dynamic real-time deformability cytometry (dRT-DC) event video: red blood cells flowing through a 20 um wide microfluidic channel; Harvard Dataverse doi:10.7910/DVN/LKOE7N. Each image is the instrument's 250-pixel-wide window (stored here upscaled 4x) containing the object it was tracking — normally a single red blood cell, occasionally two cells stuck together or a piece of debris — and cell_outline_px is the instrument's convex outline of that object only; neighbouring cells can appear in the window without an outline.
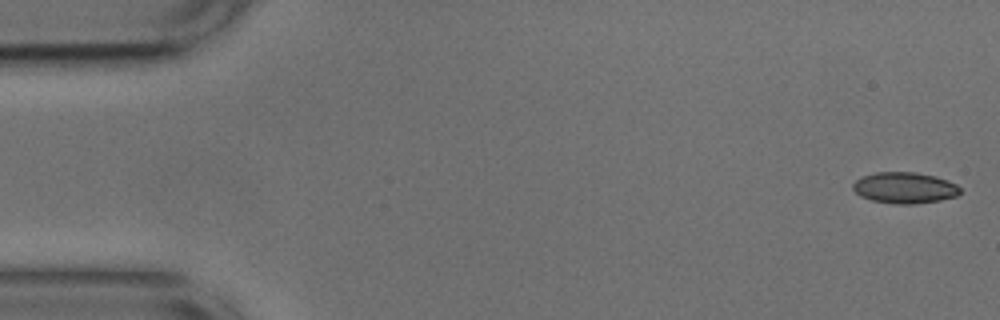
{"species": "common noctule bat (a hibernating species)", "species_latin": "Nyctalus noctula", "temperature_condition": "cold", "stored_images_in_passage": 52, "camera_frame_rate_fps": 3000, "um_per_image_px": 0.085, "animal": {"sex": "male", "body_mass_g": 17.9, "forearm_length_mm": 54.2}, "frame": {"image": 1, "passage_image": 1, "time_ms": 0.0, "image_size_px": [1000, 320], "cell_outline_px": [[960, 192], [956, 196], [940, 200], [916, 204], [896, 204], [872, 200], [860, 196], [852, 188], [852, 184], [856, 180], [864, 176], [876, 172], [916, 172], [936, 176], [948, 180], [956, 184], [960, 188]], "centroid_in_image_um": [76.9, 15.96], "position_along_channel_um": 8.1, "area_um2": 19.48}}
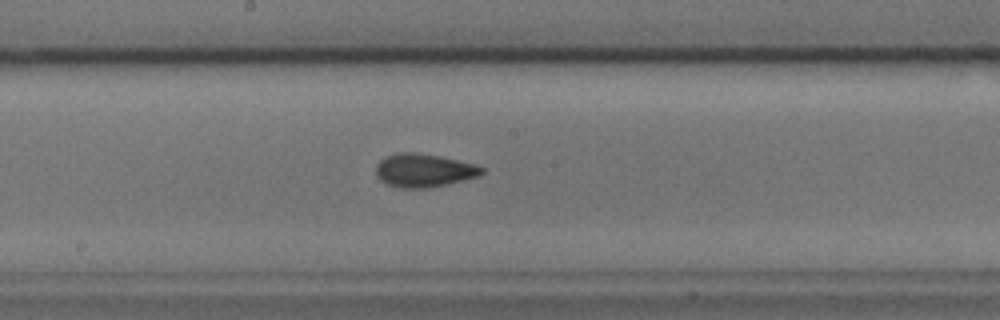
{"frame": {"image": 2, "passage_image": 27, "time_ms": 8.667, "image_size_px": [1000, 320], "cell_outline_px": [[484, 172], [480, 176], [448, 184], [428, 188], [400, 188], [388, 184], [380, 180], [376, 176], [376, 164], [384, 156], [396, 152], [416, 152], [440, 156], [476, 164], [484, 168]], "centroid_in_image_um": [36.02, 14.47], "position_along_channel_um": 212.2, "area_um2": 20.87}}
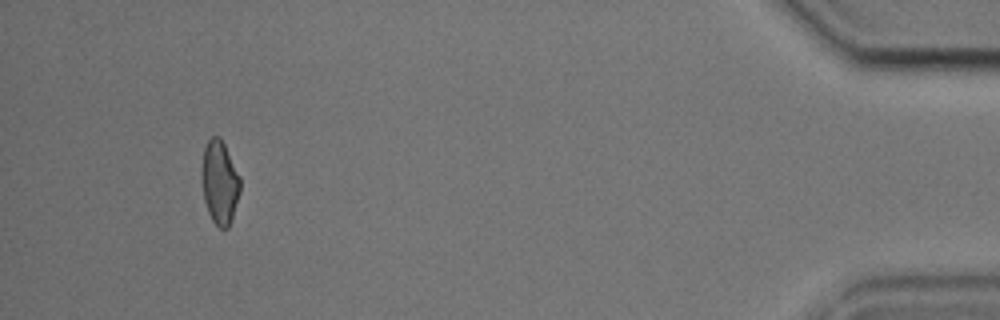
{"frame": {"image": 3, "passage_image": 49, "time_ms": 16.0, "image_size_px": [1000, 320], "cell_outline_px": [[240, 192], [228, 228], [220, 228], [212, 220], [208, 212], [204, 200], [200, 176], [200, 168], [204, 148], [208, 140], [212, 136], [220, 136], [240, 176]], "centroid_in_image_um": [18.64, 15.47], "position_along_channel_um": 416.6, "area_um2": 18.84}, "authors_computed_cell_mechanics": {"area_um2": 19.5653, "velocity_mm_per_s": 3.7709, "shape_relaxation_time_tau1_ms": 4.0851, "shape_relaxation_time_tau2_ms": 1.5671, "deformation_change_tau1": 0.0942, "deformation_change_tau2": 0.0789}}